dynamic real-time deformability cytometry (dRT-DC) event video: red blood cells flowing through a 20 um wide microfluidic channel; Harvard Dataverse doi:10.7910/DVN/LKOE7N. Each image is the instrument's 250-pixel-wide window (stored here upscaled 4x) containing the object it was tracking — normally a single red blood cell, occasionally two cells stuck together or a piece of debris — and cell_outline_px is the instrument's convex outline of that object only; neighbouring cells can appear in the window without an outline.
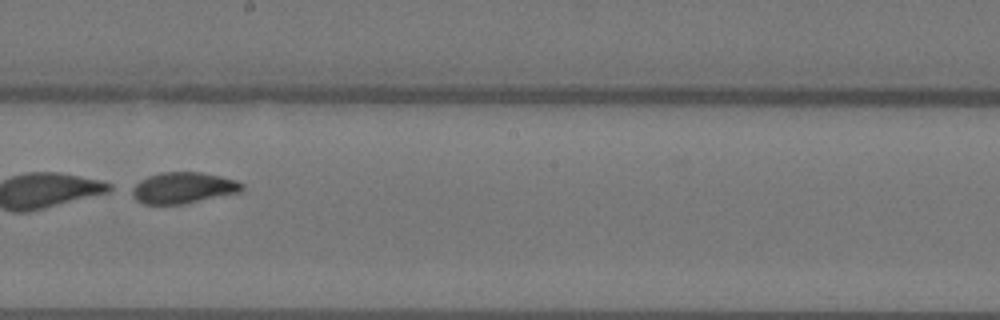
{"species": "Egyptian fruit bat (a non-hibernating species)", "species_latin": "Rousettus aegyptiacus", "temperature_condition": "warm", "stored_images_in_passage": 28, "camera_frame_rate_fps": 3000, "um_per_image_px": 0.085, "animal": {"sex": "female"}, "frame": {"image": 1, "passage_image": 16, "time_ms": 5.0, "image_size_px": [1000, 320], "cell_outline_px": [[244, 188], [240, 192], [180, 204], [144, 204], [136, 200], [132, 196], [128, 188], [140, 180], [148, 176], [160, 172], [200, 172], [220, 176], [236, 180], [244, 184]], "centroid_in_image_um": [15.51, 15.96], "position_along_channel_um": 232.7, "area_um2": 20.06}}
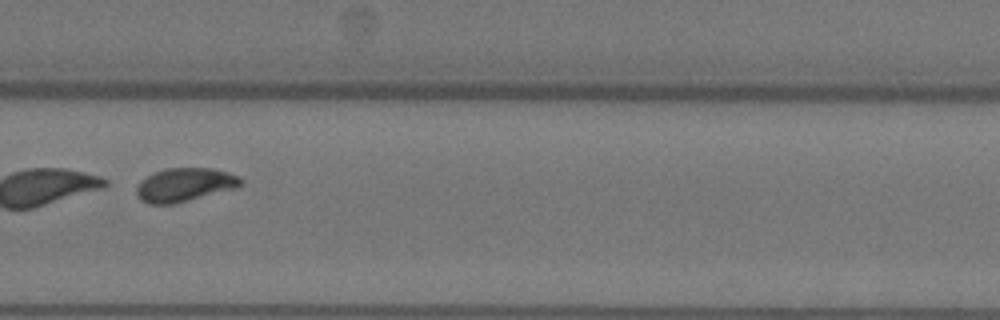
{"frame": {"image": 2, "passage_image": 23, "time_ms": 7.333, "image_size_px": [1000, 320], "cell_outline_px": [[244, 184], [236, 188], [176, 204], [148, 204], [140, 200], [136, 192], [136, 188], [140, 180], [156, 172], [168, 168], [212, 168], [228, 172], [240, 176], [244, 180]], "centroid_in_image_um": [15.73, 15.72], "position_along_channel_um": 314.1, "area_um2": 20.63}}